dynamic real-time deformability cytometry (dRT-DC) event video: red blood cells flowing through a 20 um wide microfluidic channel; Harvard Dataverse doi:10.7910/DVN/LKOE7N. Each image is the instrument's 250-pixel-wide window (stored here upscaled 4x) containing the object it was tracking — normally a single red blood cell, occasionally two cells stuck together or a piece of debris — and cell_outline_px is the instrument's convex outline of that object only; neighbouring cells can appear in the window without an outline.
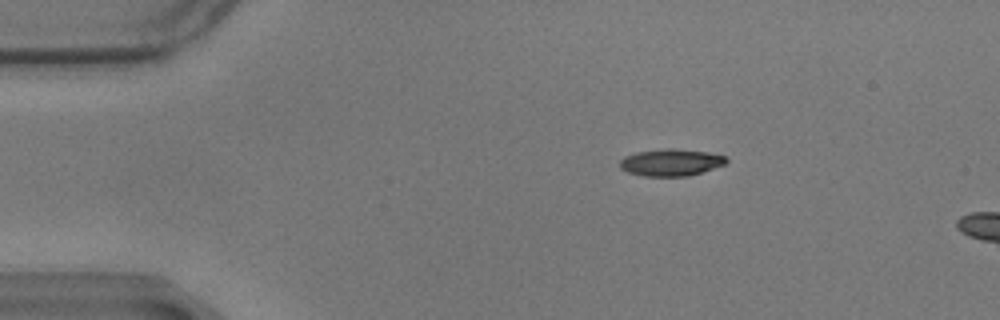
{"species": "common noctule bat (a hibernating species)", "species_latin": "Nyctalus noctula", "temperature_condition": "warm", "stored_images_in_passage": 14, "camera_frame_rate_fps": 3000, "um_per_image_px": 0.085, "animal": {"sex": "male", "body_mass_g": 17.9}, "frame": {"image": 1, "passage_image": 10, "time_ms": 3.0, "image_size_px": [1000, 320], "cell_outline_px": [[728, 160], [724, 164], [688, 176], [644, 176], [628, 172], [620, 168], [620, 160], [624, 156], [636, 152], [668, 148], [708, 152], [724, 156]], "centroid_in_image_um": [56.98, 13.8], "position_along_channel_um": 28.0, "area_um2": 16.47}}